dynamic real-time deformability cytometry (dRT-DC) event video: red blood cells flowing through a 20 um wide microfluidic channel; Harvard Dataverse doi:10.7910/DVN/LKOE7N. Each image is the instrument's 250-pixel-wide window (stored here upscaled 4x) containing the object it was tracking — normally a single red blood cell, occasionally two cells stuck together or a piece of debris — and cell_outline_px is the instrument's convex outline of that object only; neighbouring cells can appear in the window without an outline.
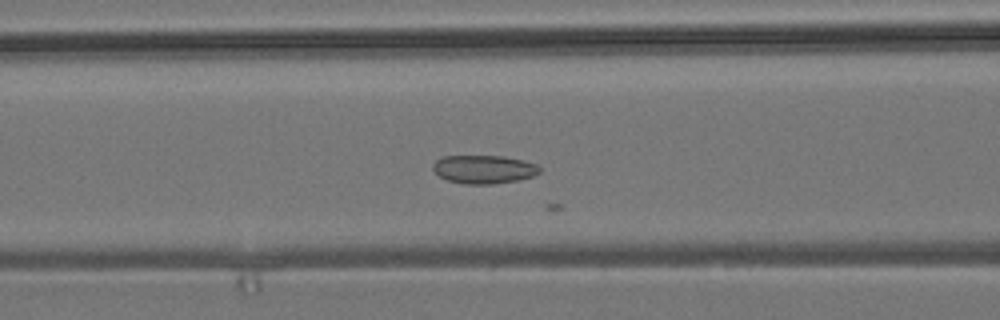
{"species": "common noctule bat (a hibernating species)", "species_latin": "Nyctalus noctula", "temperature_condition": "room temperature", "stored_images_in_passage": 23, "camera_frame_rate_fps": 3000, "um_per_image_px": 0.085, "animal": {"sex": "male", "body_mass_g": 19.2, "forearm_length_mm": 51.8}, "frame": {"image": 1, "passage_image": 21, "time_ms": 6.667, "image_size_px": [1000, 320], "cell_outline_px": [[540, 172], [532, 176], [520, 180], [492, 184], [464, 184], [448, 180], [440, 176], [432, 168], [432, 164], [436, 160], [444, 156], [504, 156], [536, 164], [540, 168]], "centroid_in_image_um": [41.12, 14.39], "position_along_channel_um": 125.5, "area_um2": 17.57}}